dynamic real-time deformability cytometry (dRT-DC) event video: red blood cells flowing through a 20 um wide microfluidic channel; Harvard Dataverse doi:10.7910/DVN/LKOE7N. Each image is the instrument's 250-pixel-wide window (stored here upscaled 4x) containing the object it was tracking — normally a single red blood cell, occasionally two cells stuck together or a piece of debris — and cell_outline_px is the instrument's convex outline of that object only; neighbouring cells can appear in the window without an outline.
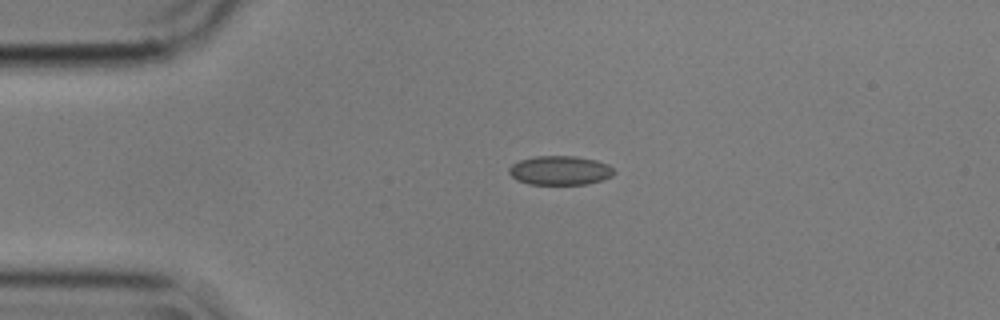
{"species": "common noctule bat (a hibernating species)", "species_latin": "Nyctalus noctula", "temperature_condition": "cold", "stored_images_in_passage": 44, "camera_frame_rate_fps": 3000, "um_per_image_px": 0.085, "animal": {"sex": "male", "body_mass_g": 17.9}, "frame": {"image": 1, "passage_image": 1, "time_ms": 0.0, "image_size_px": [1000, 320], "cell_outline_px": [[616, 172], [612, 176], [588, 184], [528, 184], [516, 180], [508, 172], [508, 168], [512, 164], [520, 160], [536, 156], [576, 156], [596, 160], [608, 164]], "centroid_in_image_um": [47.59, 14.48], "position_along_channel_um": 37.4, "area_um2": 17.86}}
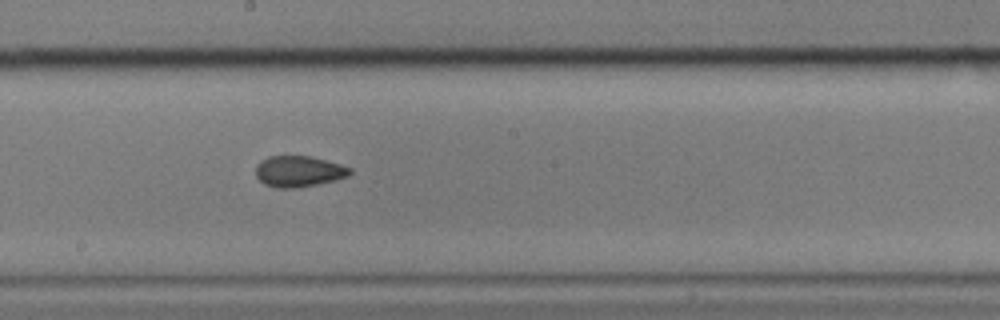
{"frame": {"image": 2, "passage_image": 19, "time_ms": 6.0, "image_size_px": [1000, 320], "cell_outline_px": [[352, 172], [348, 176], [336, 180], [296, 188], [276, 188], [264, 184], [256, 176], [256, 164], [260, 160], [268, 156], [312, 156], [340, 164], [352, 168]], "centroid_in_image_um": [25.38, 14.56], "position_along_channel_um": 222.8, "area_um2": 17.17}}
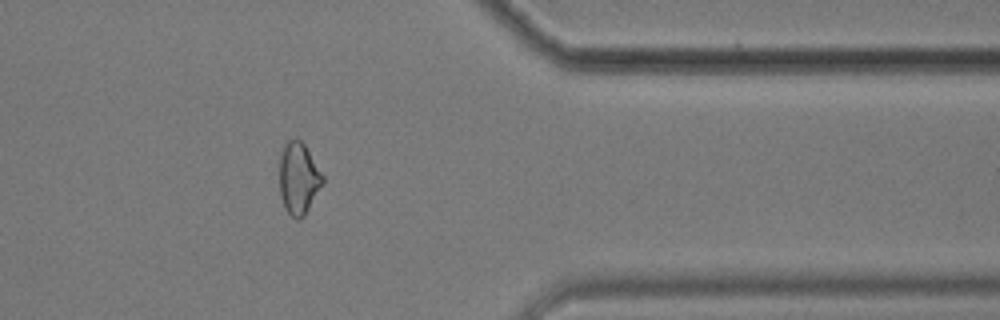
{"frame": {"image": 3, "passage_image": 34, "time_ms": 11.0, "image_size_px": [1000, 320], "cell_outline_px": [[324, 184], [304, 216], [300, 220], [296, 220], [284, 208], [280, 196], [280, 156], [284, 144], [288, 140], [300, 140], [304, 144], [324, 176]], "centroid_in_image_um": [25.39, 15.19], "position_along_channel_um": 386.0, "area_um2": 18.15}, "authors_computed_cell_mechanics": {"area_um2": 17.7446, "velocity_mm_per_s": 3.5746, "shape_relaxation_time_tau1_ms": null, "shape_relaxation_time_tau2_ms": 1.9636, "deformation_change_tau1": null, "deformation_change_tau2": 0.0687}}